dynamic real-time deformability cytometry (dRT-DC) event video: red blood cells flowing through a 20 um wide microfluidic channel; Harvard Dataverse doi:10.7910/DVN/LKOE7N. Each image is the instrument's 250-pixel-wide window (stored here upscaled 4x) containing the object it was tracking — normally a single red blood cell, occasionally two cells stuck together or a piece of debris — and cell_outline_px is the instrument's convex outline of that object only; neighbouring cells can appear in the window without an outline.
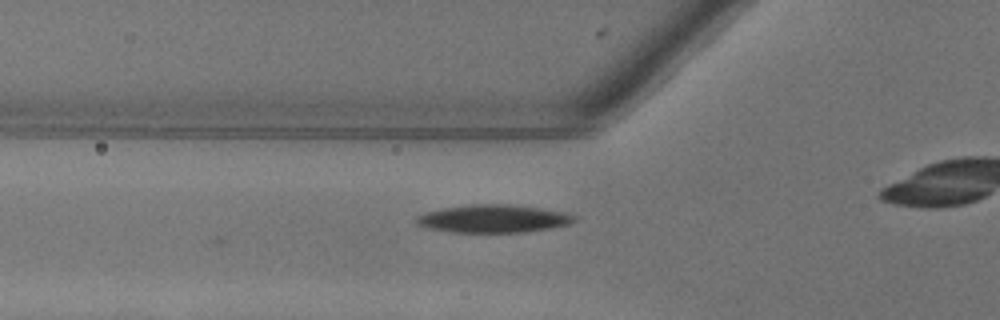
{"species": "common noctule bat (a hibernating species)", "species_latin": "Nyctalus noctula", "temperature_condition": "warm", "stored_images_in_passage": 4, "camera_frame_rate_fps": 3000, "um_per_image_px": 0.085, "animal": {"sex": "female"}, "frame": {"image": 1, "passage_image": 4, "time_ms": 1.0, "image_size_px": [1000, 320], "cell_outline_px": [[576, 220], [568, 224], [548, 228], [524, 232], [448, 232], [428, 228], [416, 224], [416, 216], [428, 212], [444, 208], [472, 204], [508, 204], [540, 208], [564, 212], [576, 216]], "centroid_in_image_um": [41.92, 18.59], "position_along_channel_um": 83.9, "area_um2": 25.43}}